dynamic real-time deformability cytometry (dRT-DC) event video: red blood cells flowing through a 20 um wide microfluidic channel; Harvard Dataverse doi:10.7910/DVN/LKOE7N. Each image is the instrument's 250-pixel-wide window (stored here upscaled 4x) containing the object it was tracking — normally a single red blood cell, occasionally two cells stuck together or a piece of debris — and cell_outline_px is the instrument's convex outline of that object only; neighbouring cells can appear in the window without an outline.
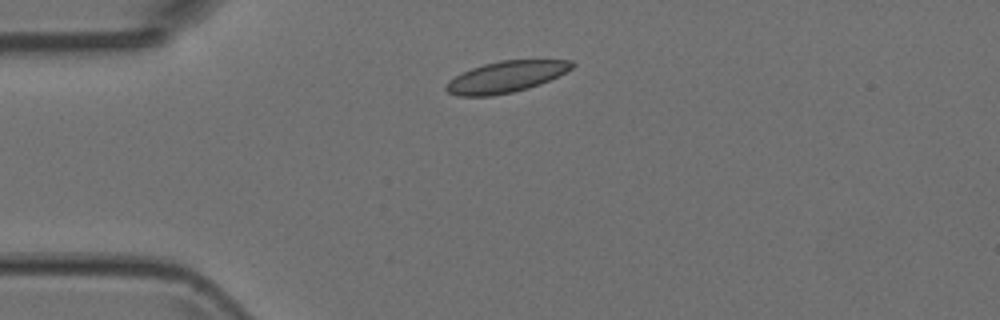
{"species": "Egyptian fruit bat (a non-hibernating species)", "species_latin": "Rousettus aegyptiacus", "temperature_condition": "room temperature", "stored_images_in_passage": 4, "camera_frame_rate_fps": 3000, "um_per_image_px": 0.085, "animal": {"sex": "female"}, "frame": {"image": 1, "passage_image": 1, "time_ms": 0.0, "image_size_px": [1000, 320], "cell_outline_px": [[576, 64], [572, 68], [540, 84], [528, 88], [512, 92], [492, 96], [460, 96], [448, 92], [444, 88], [448, 80], [472, 68], [484, 64], [500, 60], [572, 60]], "centroid_in_image_um": [42.99, 6.53], "position_along_channel_um": 42.0, "area_um2": 22.72}}
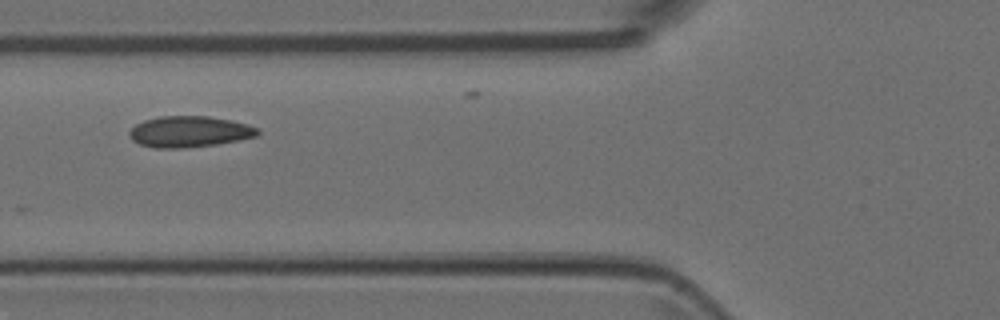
{"frame": {"image": 2, "passage_image": 3, "time_ms": 0.667, "image_size_px": [1000, 320], "cell_outline_px": [[260, 132], [256, 136], [216, 144], [180, 148], [156, 148], [140, 144], [132, 140], [128, 136], [128, 132], [136, 124], [144, 120], [160, 116], [208, 116], [232, 120], [260, 128]], "centroid_in_image_um": [16.08, 11.18], "position_along_channel_um": 109.7, "area_um2": 23.18}}
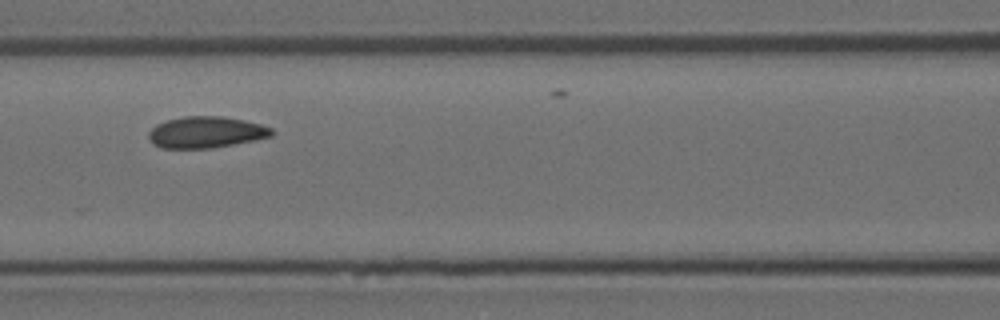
{"frame": {"image": 3, "passage_image": 4, "time_ms": 1.0, "image_size_px": [1000, 320], "cell_outline_px": [[272, 136], [212, 148], [160, 148], [152, 144], [148, 136], [148, 132], [156, 124], [168, 120], [184, 116], [224, 116], [244, 120], [260, 124], [272, 128]], "centroid_in_image_um": [17.47, 11.23], "position_along_channel_um": 149.1, "area_um2": 22.43}}